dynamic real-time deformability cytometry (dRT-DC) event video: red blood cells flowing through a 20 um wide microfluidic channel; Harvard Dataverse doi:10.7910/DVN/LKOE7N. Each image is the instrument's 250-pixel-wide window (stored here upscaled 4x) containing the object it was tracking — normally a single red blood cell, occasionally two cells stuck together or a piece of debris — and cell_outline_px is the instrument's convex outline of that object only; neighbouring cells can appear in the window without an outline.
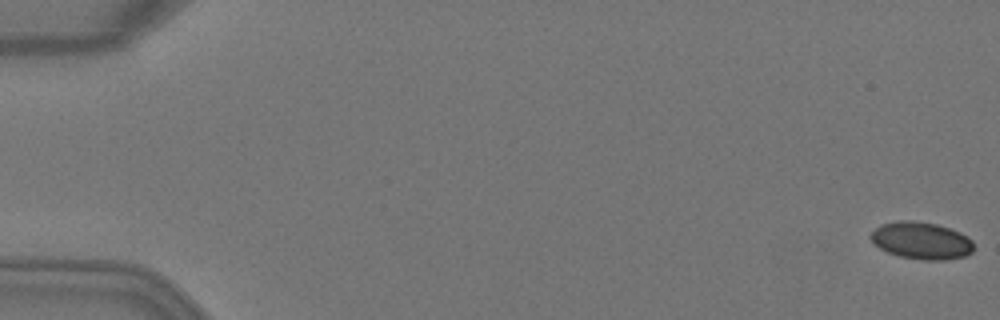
{"species": "Egyptian fruit bat (a non-hibernating species)", "species_latin": "Rousettus aegyptiacus", "temperature_condition": "warm", "stored_images_in_passage": 5, "segment_of_instrument_passage": [1, 2], "camera_frame_rate_fps": 3000, "um_per_image_px": 0.085, "animal": {"sex": "female"}, "frame": {"image": 1, "passage_image": 1, "time_ms": 0.0, "image_size_px": [1000, 320], "cell_outline_px": [[972, 252], [964, 256], [944, 260], [924, 260], [900, 256], [888, 252], [880, 248], [868, 236], [880, 224], [900, 220], [912, 220], [936, 224], [960, 232], [968, 236], [972, 240]], "centroid_in_image_um": [78.31, 20.44], "position_along_channel_um": 6.7, "area_um2": 22.2}}
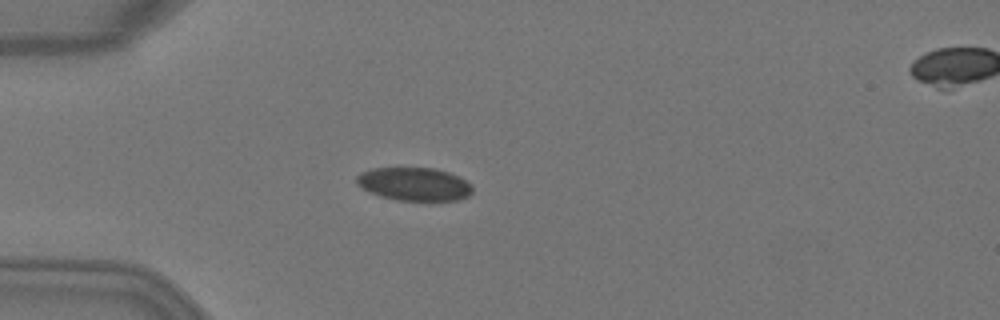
{"frame": {"image": 2, "passage_image": 4, "time_ms": 1.0, "image_size_px": [1000, 320], "cell_outline_px": [[472, 192], [468, 196], [460, 200], [396, 200], [380, 196], [356, 184], [356, 176], [360, 172], [372, 168], [432, 168], [448, 172], [460, 176], [472, 184]], "centroid_in_image_um": [35.23, 15.64], "position_along_channel_um": 49.8, "area_um2": 22.43}}